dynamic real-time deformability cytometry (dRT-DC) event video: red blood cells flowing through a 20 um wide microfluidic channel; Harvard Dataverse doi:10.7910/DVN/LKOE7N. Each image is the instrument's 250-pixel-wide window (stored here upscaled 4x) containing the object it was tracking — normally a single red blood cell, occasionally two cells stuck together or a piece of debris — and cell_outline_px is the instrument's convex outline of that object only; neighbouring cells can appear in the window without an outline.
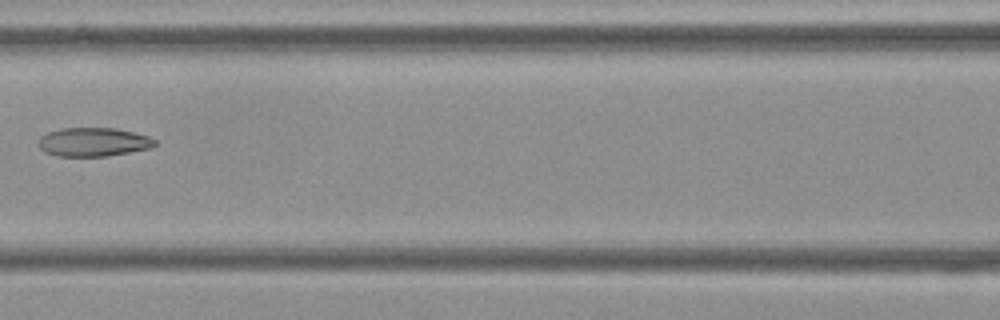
{"species": "Egyptian fruit bat (a non-hibernating species)", "species_latin": "Rousettus aegyptiacus", "temperature_condition": "cold", "stored_images_in_passage": 7, "camera_frame_rate_fps": 3000, "um_per_image_px": 0.085, "frame": {"image": 1, "passage_image": 4, "time_ms": 1.0, "image_size_px": [1000, 320], "cell_outline_px": [[156, 144], [152, 148], [108, 156], [56, 156], [44, 152], [36, 144], [36, 140], [40, 136], [48, 132], [60, 128], [116, 128], [148, 136], [156, 140]], "centroid_in_image_um": [7.89, 12.07], "position_along_channel_um": 158.7, "area_um2": 19.77}}
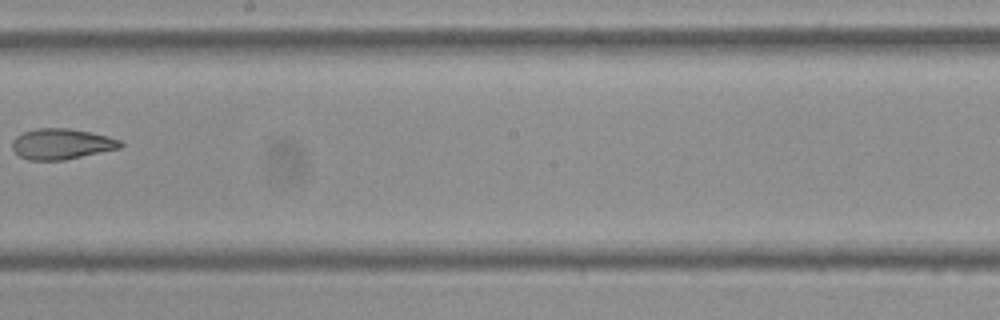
{"frame": {"image": 2, "passage_image": 6, "time_ms": 1.667, "image_size_px": [1000, 320], "cell_outline_px": [[124, 144], [120, 148], [64, 160], [28, 160], [20, 156], [12, 148], [12, 140], [16, 136], [24, 132], [36, 128], [68, 128], [92, 132], [108, 136], [120, 140]], "centroid_in_image_um": [5.23, 12.23], "position_along_channel_um": 243.0, "area_um2": 19.36}}
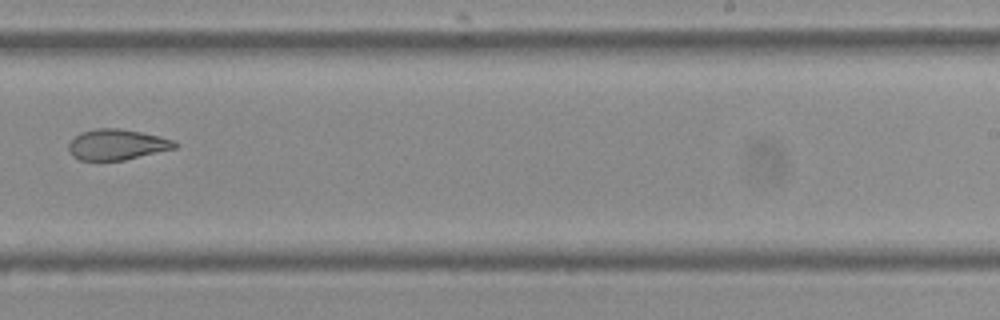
{"frame": {"image": 3, "passage_image": 7, "time_ms": 2.0, "image_size_px": [1000, 320], "cell_outline_px": [[180, 144], [176, 148], [124, 160], [80, 160], [72, 156], [68, 148], [68, 144], [80, 132], [96, 128], [116, 128], [140, 132], [160, 136], [172, 140]], "centroid_in_image_um": [9.94, 12.29], "position_along_channel_um": 279.1, "area_um2": 18.9}}